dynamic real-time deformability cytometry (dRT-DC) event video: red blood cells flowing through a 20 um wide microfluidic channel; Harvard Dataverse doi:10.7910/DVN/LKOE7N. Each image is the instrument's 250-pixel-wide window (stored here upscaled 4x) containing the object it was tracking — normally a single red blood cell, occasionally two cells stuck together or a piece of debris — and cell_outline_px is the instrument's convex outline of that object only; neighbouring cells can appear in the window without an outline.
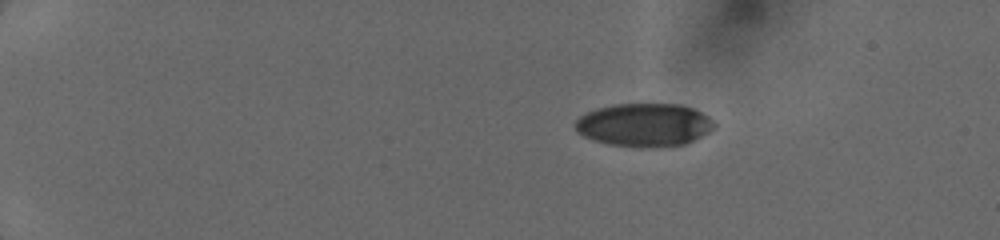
{"species": "human", "species_latin": "Homo sapiens", "temperature_condition": "cold", "stored_images_in_passage": 10, "camera_frame_rate_fps": 3000, "um_per_image_px": 0.085, "donor": {"sex": "female"}, "frame": {"image": 1, "passage_image": 1, "time_ms": 0.0, "image_size_px": [1000, 240], "cell_outline_px": [[716, 128], [684, 144], [640, 148], [608, 144], [584, 136], [576, 132], [576, 120], [580, 116], [596, 108], [612, 104], [680, 104], [692, 108], [708, 116], [716, 124]], "centroid_in_image_um": [54.76, 10.61], "position_along_channel_um": 30.2, "area_um2": 34.85}}